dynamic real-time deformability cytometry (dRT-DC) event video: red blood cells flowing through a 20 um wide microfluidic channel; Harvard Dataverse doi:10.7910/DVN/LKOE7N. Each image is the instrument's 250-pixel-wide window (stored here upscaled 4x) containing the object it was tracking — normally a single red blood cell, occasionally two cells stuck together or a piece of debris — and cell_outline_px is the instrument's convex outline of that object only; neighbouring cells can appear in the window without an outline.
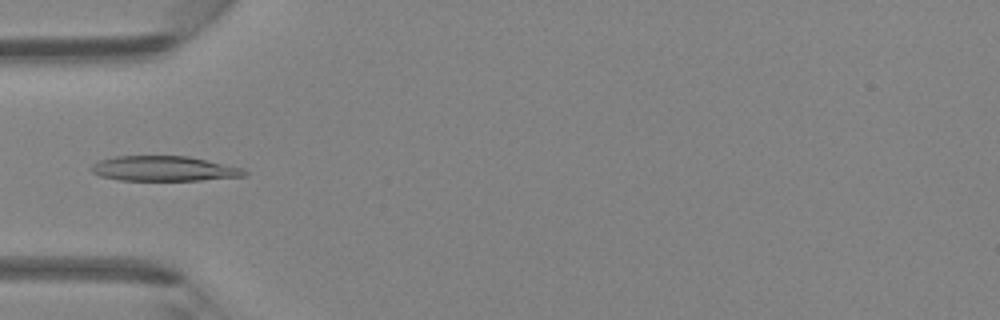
{"species": "Egyptian fruit bat (a non-hibernating species)", "species_latin": "Rousettus aegyptiacus", "temperature_condition": "room temperature", "stored_images_in_passage": 45, "camera_frame_rate_fps": 3000, "um_per_image_px": 0.085, "animal": {"sex": "female"}, "frame": {"image": 1, "passage_image": 15, "time_ms": 4.667, "image_size_px": [1000, 320], "cell_outline_px": [[248, 172], [244, 176], [200, 180], [120, 180], [100, 176], [92, 172], [88, 168], [92, 164], [100, 160], [116, 156], [188, 156], [244, 168]], "centroid_in_image_um": [13.92, 14.33], "position_along_channel_um": 71.1, "area_um2": 22.31}}
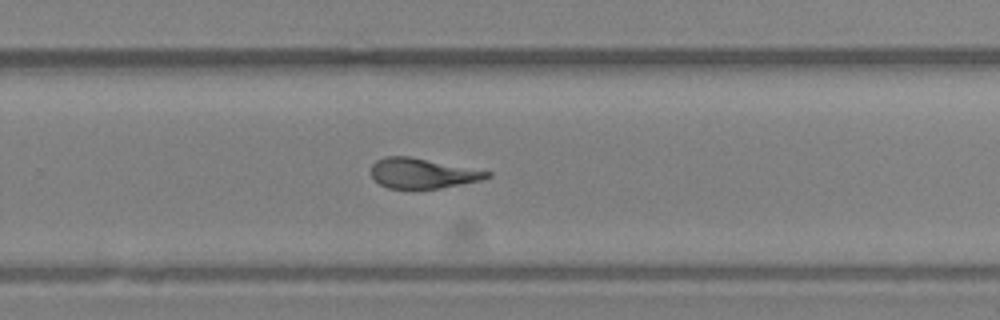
{"frame": {"image": 2, "passage_image": 30, "time_ms": 9.667, "image_size_px": [1000, 320], "cell_outline_px": [[492, 176], [480, 180], [440, 188], [388, 188], [380, 184], [372, 176], [372, 164], [376, 160], [384, 156], [408, 156], [492, 172]], "centroid_in_image_um": [35.89, 14.72], "position_along_channel_um": 293.9, "area_um2": 20.0}}
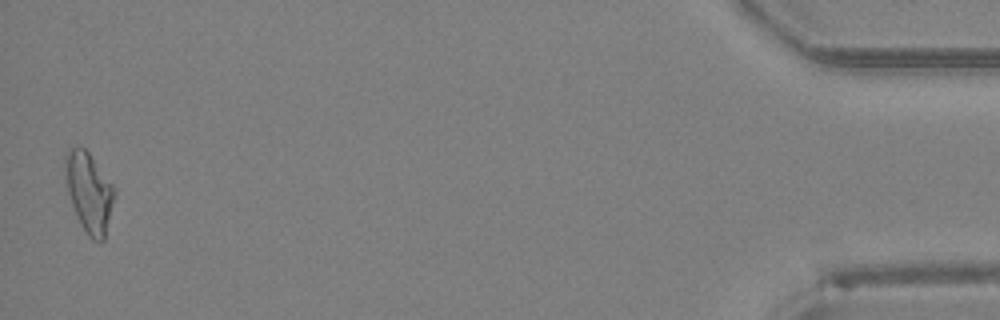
{"frame": {"image": 3, "passage_image": 45, "time_ms": 14.667, "image_size_px": [1000, 320], "cell_outline_px": [[116, 192], [104, 240], [100, 244], [92, 240], [88, 236], [72, 204], [68, 192], [64, 164], [64, 156], [72, 148], [84, 148], [88, 152], [112, 184]], "centroid_in_image_um": [7.59, 16.37], "position_along_channel_um": 427.6, "area_um2": 22.37}}